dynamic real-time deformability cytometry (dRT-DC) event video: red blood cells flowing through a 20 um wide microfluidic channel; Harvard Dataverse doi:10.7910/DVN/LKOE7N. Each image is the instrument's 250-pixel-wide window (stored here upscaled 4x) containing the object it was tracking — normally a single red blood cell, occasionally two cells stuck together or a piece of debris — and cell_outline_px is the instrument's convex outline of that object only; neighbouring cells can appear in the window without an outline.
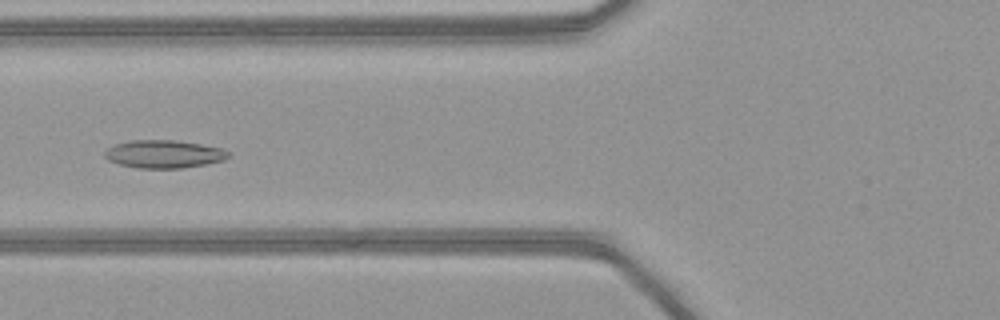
{"species": "common noctule bat (a hibernating species)", "species_latin": "Nyctalus noctula", "temperature_condition": "warm", "stored_images_in_passage": 11, "camera_frame_rate_fps": 3000, "um_per_image_px": 0.085, "animal": {"sex": "female", "body_mass_g": 21.9}, "frame": {"image": 1, "passage_image": 6, "time_ms": 1.667, "image_size_px": [1000, 320], "cell_outline_px": [[232, 156], [224, 160], [184, 168], [136, 168], [120, 164], [108, 160], [104, 156], [104, 152], [108, 148], [116, 144], [128, 140], [176, 140], [200, 144], [220, 148], [228, 152]], "centroid_in_image_um": [13.92, 13.09], "position_along_channel_um": 111.9, "area_um2": 20.11}}
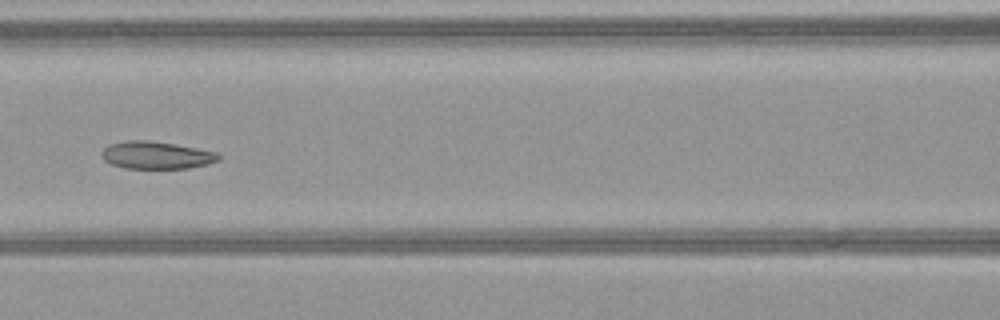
{"frame": {"image": 2, "passage_image": 9, "time_ms": 2.667, "image_size_px": [1000, 320], "cell_outline_px": [[220, 160], [208, 164], [188, 168], [124, 168], [112, 164], [104, 160], [100, 152], [108, 144], [124, 140], [148, 140], [196, 148], [216, 152], [220, 156]], "centroid_in_image_um": [13.25, 13.18], "position_along_channel_um": 153.3, "area_um2": 18.67}}